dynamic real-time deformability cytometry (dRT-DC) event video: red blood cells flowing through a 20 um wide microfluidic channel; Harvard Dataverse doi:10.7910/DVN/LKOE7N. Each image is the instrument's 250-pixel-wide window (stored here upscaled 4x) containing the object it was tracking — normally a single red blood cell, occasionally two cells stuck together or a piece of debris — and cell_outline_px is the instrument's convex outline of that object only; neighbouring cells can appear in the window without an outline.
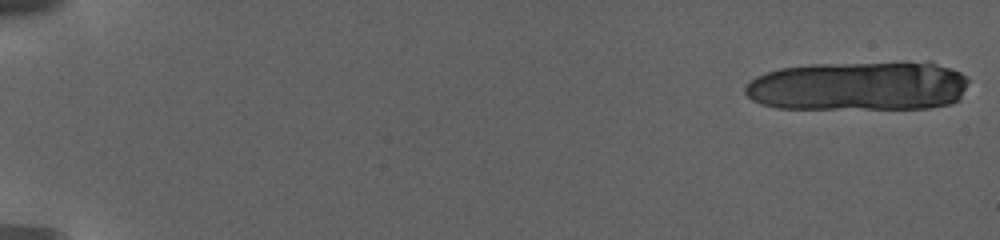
{"species": "human", "species_latin": "Homo sapiens", "temperature_condition": "warm", "stored_images_in_passage": 16, "camera_frame_rate_fps": 3000, "um_per_image_px": 0.085, "donor": {"sex": "female"}, "frame": {"image": 1, "passage_image": 1, "time_ms": 0.0, "image_size_px": [1000, 240], "cell_outline_px": [[968, 80], [960, 96], [956, 100], [948, 104], [928, 108], [776, 108], [760, 104], [752, 100], [744, 92], [744, 88], [756, 76], [780, 68], [808, 64], [928, 60], [960, 72], [968, 76]], "centroid_in_image_um": [73.0, 7.28], "position_along_channel_um": 12.0, "area_um2": 65.2}}